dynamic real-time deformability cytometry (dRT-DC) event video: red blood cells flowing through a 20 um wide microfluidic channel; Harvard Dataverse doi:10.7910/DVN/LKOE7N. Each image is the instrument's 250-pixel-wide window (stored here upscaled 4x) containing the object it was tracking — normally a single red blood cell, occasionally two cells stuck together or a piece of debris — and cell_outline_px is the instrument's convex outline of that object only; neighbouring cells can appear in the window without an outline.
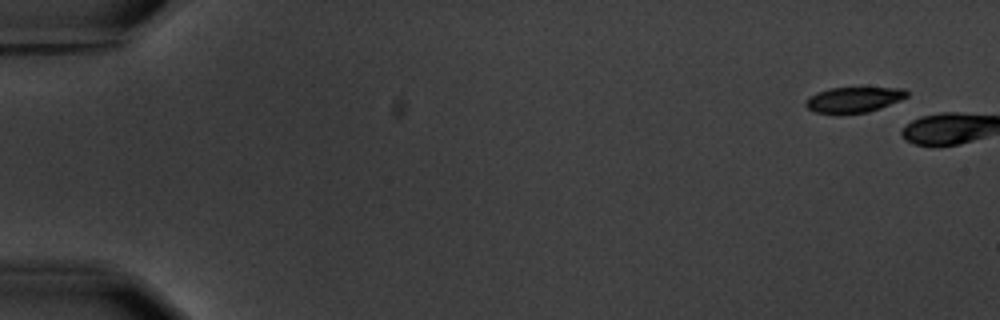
{"species": "common noctule bat (a hibernating species)", "species_latin": "Nyctalus noctula", "temperature_condition": "warm", "stored_images_in_passage": 2, "camera_frame_rate_fps": 3000, "um_per_image_px": 0.085, "animal": {"sex": "male", "body_mass_g": 20.1, "forearm_length_mm": 53.5}, "frame": {"image": 1, "passage_image": 1, "time_ms": 0.0, "image_size_px": [1000, 320], "cell_outline_px": [[908, 96], [900, 100], [880, 108], [868, 112], [816, 112], [808, 108], [804, 104], [804, 100], [808, 96], [816, 92], [828, 88], [904, 88], [908, 92]], "centroid_in_image_um": [72.55, 8.44], "position_along_channel_um": 12.5, "area_um2": 14.74}}